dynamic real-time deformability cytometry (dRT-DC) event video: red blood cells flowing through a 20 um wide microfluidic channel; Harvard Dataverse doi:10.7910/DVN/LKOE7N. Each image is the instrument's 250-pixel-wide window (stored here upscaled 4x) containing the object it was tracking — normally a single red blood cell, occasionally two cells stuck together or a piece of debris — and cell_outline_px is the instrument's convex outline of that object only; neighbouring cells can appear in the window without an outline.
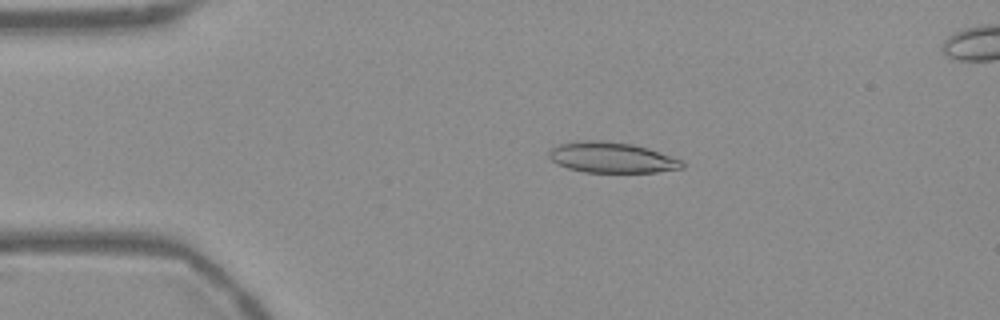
{"species": "Egyptian fruit bat (a non-hibernating species)", "species_latin": "Rousettus aegyptiacus", "temperature_condition": "warm", "stored_images_in_passage": 55, "segment_of_instrument_passage": [1, 2], "camera_frame_rate_fps": 3000, "um_per_image_px": 0.085, "frame": {"image": 1, "passage_image": 11, "time_ms": 3.333, "image_size_px": [1000, 320], "cell_outline_px": [[684, 168], [656, 172], [584, 172], [568, 168], [556, 164], [548, 156], [548, 152], [552, 148], [560, 144], [576, 140], [604, 140], [632, 144], [648, 148], [684, 160]], "centroid_in_image_um": [52.0, 13.38], "position_along_channel_um": 33.0, "area_um2": 23.99}}
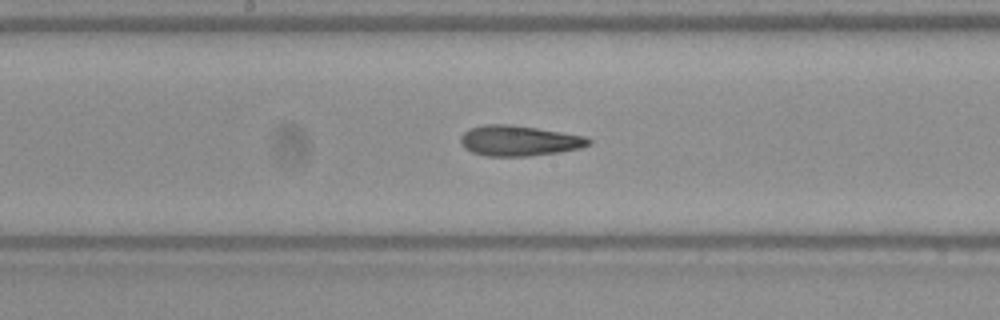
{"frame": {"image": 2, "passage_image": 28, "time_ms": 9.0, "image_size_px": [1000, 320], "cell_outline_px": [[592, 144], [580, 148], [532, 156], [484, 156], [472, 152], [464, 148], [460, 144], [460, 136], [468, 128], [484, 124], [512, 124], [584, 136], [592, 140]], "centroid_in_image_um": [44.07, 11.96], "position_along_channel_um": 204.1, "area_um2": 22.83}}
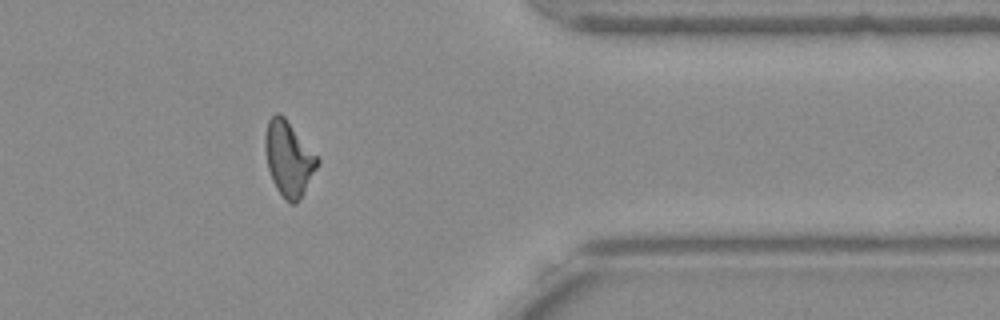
{"frame": {"image": 3, "passage_image": 44, "time_ms": 14.333, "image_size_px": [1000, 320], "cell_outline_px": [[320, 164], [304, 192], [296, 204], [292, 204], [284, 200], [276, 188], [272, 180], [268, 168], [264, 148], [264, 136], [268, 120], [276, 112], [280, 112], [284, 116], [320, 160]], "centroid_in_image_um": [24.52, 13.49], "position_along_channel_um": 386.9, "area_um2": 22.89}}